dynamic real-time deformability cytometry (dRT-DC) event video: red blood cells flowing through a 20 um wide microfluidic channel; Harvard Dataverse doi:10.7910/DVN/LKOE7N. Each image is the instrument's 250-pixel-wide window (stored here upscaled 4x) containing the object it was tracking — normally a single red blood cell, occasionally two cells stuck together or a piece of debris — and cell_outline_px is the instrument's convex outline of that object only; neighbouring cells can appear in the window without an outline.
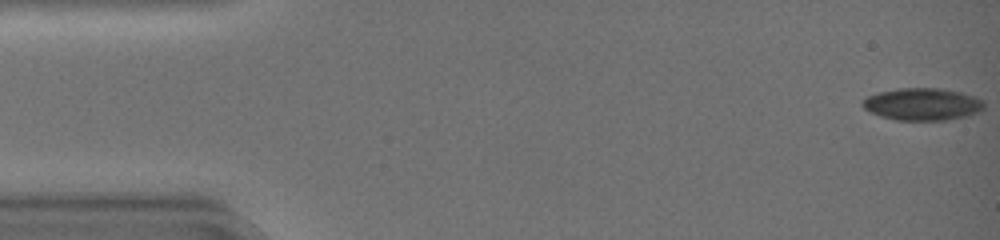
{"species": "common noctule bat (a hibernating species)", "species_latin": "Nyctalus noctula", "temperature_condition": "warm", "stored_images_in_passage": 46, "camera_frame_rate_fps": 3000, "um_per_image_px": 0.085, "animal": {"sex": "female", "body_mass_g": 19.0, "forearm_length_mm": 51.5}, "frame": {"image": 1, "passage_image": 1, "time_ms": 0.0, "image_size_px": [1000, 240], "cell_outline_px": [[984, 108], [980, 112], [968, 116], [944, 120], [896, 120], [872, 112], [864, 108], [860, 104], [868, 96], [880, 92], [900, 88], [940, 88], [960, 92], [984, 100]], "centroid_in_image_um": [78.45, 8.86], "position_along_channel_um": 6.5, "area_um2": 22.66}}
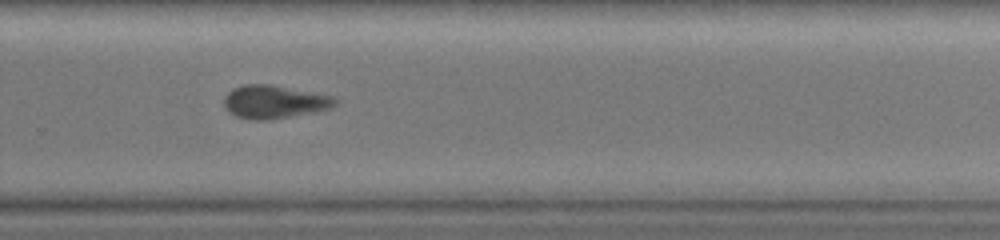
{"frame": {"image": 2, "passage_image": 32, "time_ms": 10.333, "image_size_px": [1000, 240], "cell_outline_px": [[340, 100], [336, 104], [328, 108], [316, 112], [268, 120], [252, 120], [236, 116], [228, 112], [224, 108], [224, 96], [232, 88], [244, 84], [268, 84], [332, 96]], "centroid_in_image_um": [23.27, 8.66], "position_along_channel_um": 306.5, "area_um2": 21.5}}
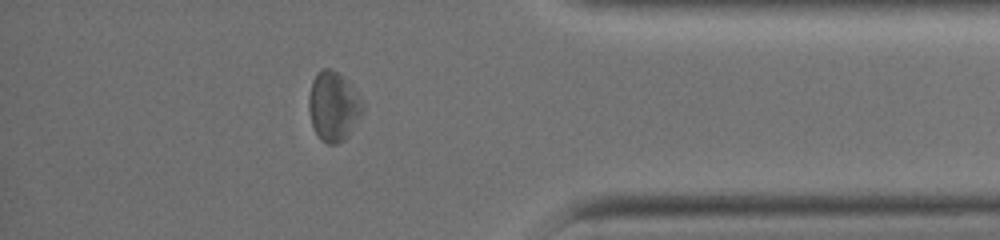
{"frame": {"image": 3, "passage_image": 40, "time_ms": 13.0, "image_size_px": [1000, 240], "cell_outline_px": [[364, 112], [348, 136], [344, 140], [336, 144], [328, 144], [320, 140], [312, 124], [308, 108], [308, 96], [312, 80], [324, 68], [332, 68], [344, 76], [364, 104]], "centroid_in_image_um": [28.35, 9.05], "position_along_channel_um": 406.9, "area_um2": 21.91}, "authors_computed_cell_mechanics": {"area_um2": 21.8773, "velocity_mm_per_s": 4.2297, "shape_relaxation_time_tau1_ms": null, "shape_relaxation_time_tau2_ms": 2.7407, "deformation_change_tau1": null, "deformation_change_tau2": 0.0818}}